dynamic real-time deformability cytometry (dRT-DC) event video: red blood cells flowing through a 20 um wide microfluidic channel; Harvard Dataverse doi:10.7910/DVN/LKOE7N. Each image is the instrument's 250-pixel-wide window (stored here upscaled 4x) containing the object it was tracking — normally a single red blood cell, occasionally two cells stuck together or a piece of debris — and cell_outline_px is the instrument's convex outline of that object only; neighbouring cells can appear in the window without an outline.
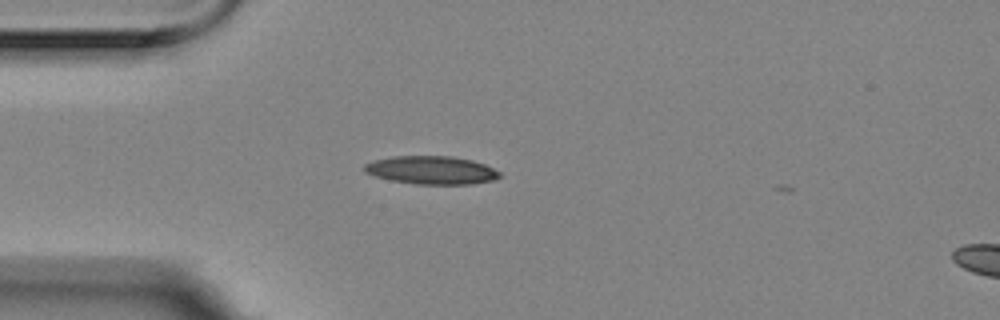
{"species": "Egyptian fruit bat (a non-hibernating species)", "species_latin": "Rousettus aegyptiacus", "temperature_condition": "room temperature", "stored_images_in_passage": 7, "camera_frame_rate_fps": 3000, "um_per_image_px": 0.085, "animal": {"sex": "female"}, "frame": {"image": 1, "passage_image": 2, "time_ms": 0.333, "image_size_px": [1000, 320], "cell_outline_px": [[500, 176], [496, 180], [468, 184], [416, 184], [392, 180], [376, 176], [364, 172], [364, 164], [376, 160], [392, 156], [452, 156], [472, 160], [484, 164], [500, 172]], "centroid_in_image_um": [36.69, 14.46], "position_along_channel_um": 48.3, "area_um2": 22.08}}
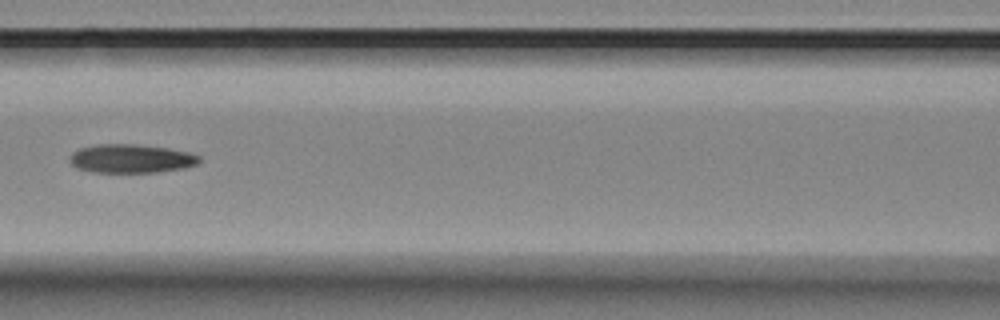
{"frame": {"image": 2, "passage_image": 5, "time_ms": 1.333, "image_size_px": [1000, 320], "cell_outline_px": [[200, 160], [196, 164], [184, 168], [156, 172], [96, 172], [80, 168], [72, 164], [68, 160], [72, 152], [80, 148], [96, 144], [136, 144], [168, 148], [188, 152], [200, 156]], "centroid_in_image_um": [11.14, 13.47], "position_along_channel_um": 155.5, "area_um2": 21.5}}
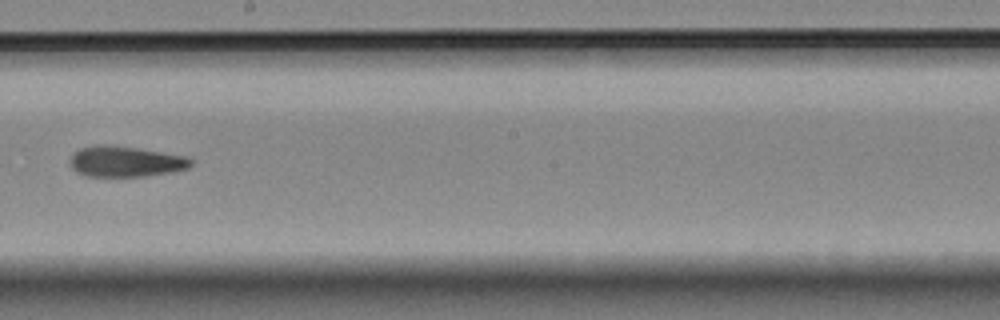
{"frame": {"image": 3, "passage_image": 7, "time_ms": 2.0, "image_size_px": [1000, 320], "cell_outline_px": [[192, 164], [188, 168], [172, 172], [144, 176], [84, 176], [76, 172], [68, 164], [68, 160], [72, 152], [80, 148], [96, 144], [108, 144], [136, 148], [184, 156], [192, 160]], "centroid_in_image_um": [10.57, 13.72], "position_along_channel_um": 237.6, "area_um2": 21.79}}